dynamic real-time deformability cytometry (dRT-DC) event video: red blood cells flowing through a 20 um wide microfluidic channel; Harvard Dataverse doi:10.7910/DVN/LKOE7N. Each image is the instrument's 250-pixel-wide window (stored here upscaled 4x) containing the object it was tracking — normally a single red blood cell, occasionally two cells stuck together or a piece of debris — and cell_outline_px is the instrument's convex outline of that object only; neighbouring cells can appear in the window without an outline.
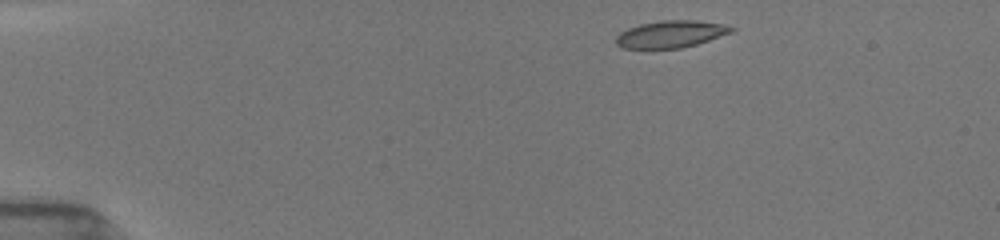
{"species": "common noctule bat (a hibernating species)", "species_latin": "Nyctalus noctula", "temperature_condition": "room temperature", "stored_images_in_passage": 59, "camera_frame_rate_fps": 3000, "um_per_image_px": 0.085, "animal": {"sex": "female", "body_mass_g": 19.5, "forearm_length_mm": 54.1}, "frame": {"image": 1, "passage_image": 1, "time_ms": 0.0, "image_size_px": [1000, 240], "cell_outline_px": [[736, 28], [732, 32], [696, 44], [680, 48], [620, 48], [616, 44], [616, 36], [620, 32], [628, 28], [640, 24], [660, 20], [696, 20], [724, 24]], "centroid_in_image_um": [57.0, 2.89], "position_along_channel_um": 28.0, "area_um2": 18.15}}
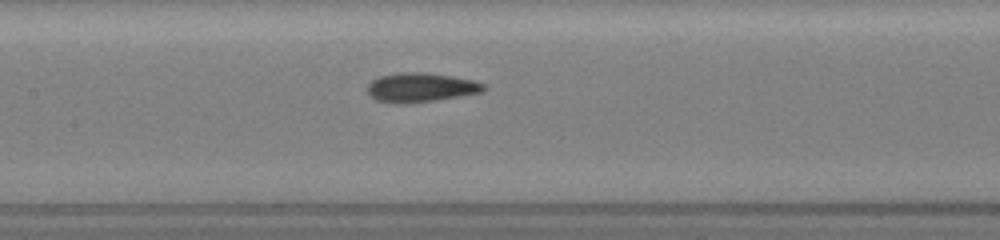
{"frame": {"image": 2, "passage_image": 22, "time_ms": 5.667, "image_size_px": [1000, 240], "cell_outline_px": [[488, 88], [484, 92], [436, 100], [408, 104], [400, 104], [376, 100], [368, 92], [368, 84], [376, 76], [396, 72], [424, 72], [452, 76], [476, 80], [488, 84]], "centroid_in_image_um": [35.82, 7.42], "position_along_channel_um": 171.6, "area_um2": 20.29}}
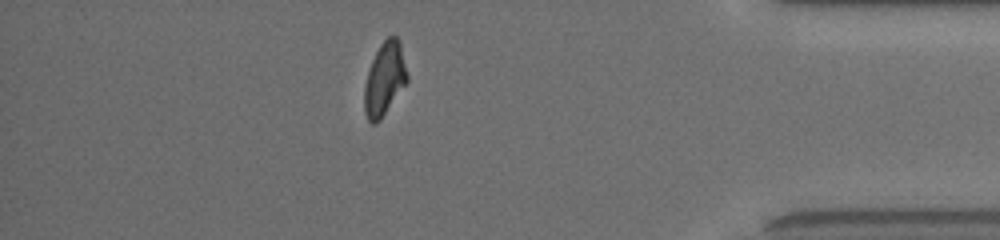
{"frame": {"image": 3, "passage_image": 51, "time_ms": 12.333, "image_size_px": [1000, 240], "cell_outline_px": [[408, 80], [380, 120], [376, 124], [372, 124], [368, 120], [364, 112], [364, 88], [368, 72], [372, 60], [380, 44], [388, 36], [396, 36], [400, 40], [408, 76]], "centroid_in_image_um": [32.69, 6.71], "position_along_channel_um": 402.5, "area_um2": 18.15}, "authors_computed_cell_mechanics": {"area_um2": 18.785, "velocity_mm_per_s": 3.9527, "shape_relaxation_time_tau1_ms": 4.45, "shape_relaxation_time_tau2_ms": 1.5354, "deformation_change_tau1": 0.1619, "deformation_change_tau2": 0.0752}}